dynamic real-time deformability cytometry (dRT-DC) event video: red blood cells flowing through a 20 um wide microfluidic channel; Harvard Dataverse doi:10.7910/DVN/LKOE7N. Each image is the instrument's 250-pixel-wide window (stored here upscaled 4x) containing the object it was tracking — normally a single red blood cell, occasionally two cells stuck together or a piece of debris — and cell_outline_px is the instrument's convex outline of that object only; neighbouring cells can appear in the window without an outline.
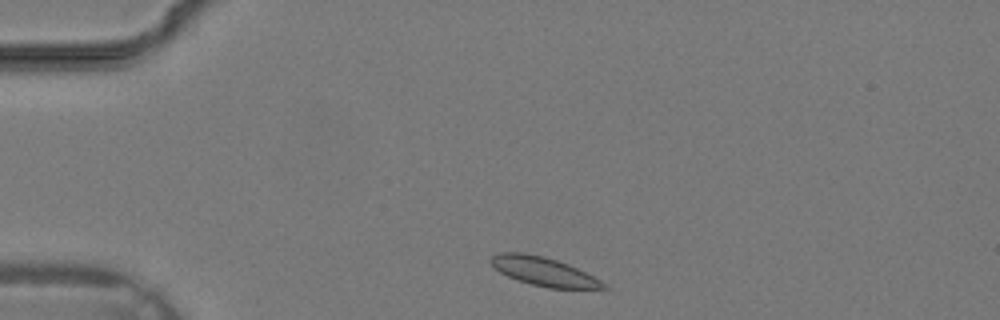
{"species": "common noctule bat (a hibernating species)", "species_latin": "Nyctalus noctula", "temperature_condition": "warm", "stored_images_in_passage": 29, "camera_frame_rate_fps": 3000, "um_per_image_px": 0.085, "animal": {"sex": "male", "body_mass_g": 19.2, "forearm_length_mm": 51.8}, "frame": {"image": 1, "passage_image": 1, "time_ms": 0.0, "image_size_px": [1000, 320], "cell_outline_px": [[608, 288], [548, 288], [516, 280], [500, 272], [488, 260], [492, 256], [500, 252], [524, 252], [544, 256], [568, 264], [608, 284]], "centroid_in_image_um": [46.18, 23.06], "position_along_channel_um": 38.8, "area_um2": 18.67}}
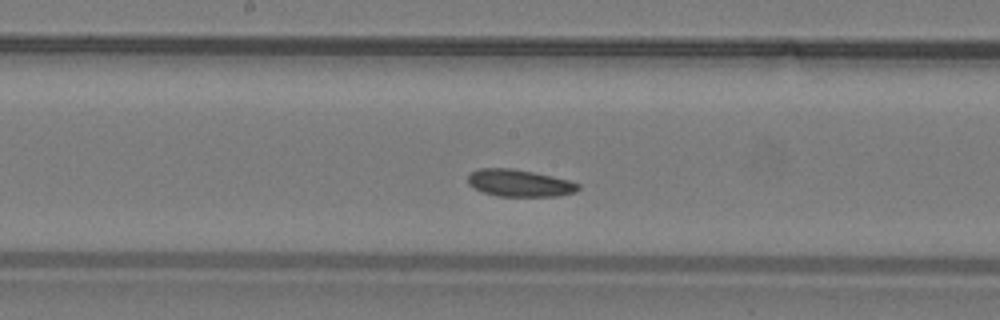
{"frame": {"image": 2, "passage_image": 12, "time_ms": 3.667, "image_size_px": [1000, 320], "cell_outline_px": [[580, 188], [576, 192], [560, 196], [496, 196], [484, 192], [468, 184], [468, 176], [472, 172], [480, 168], [512, 168], [552, 176], [568, 180], [580, 184]], "centroid_in_image_um": [44.18, 15.56], "position_along_channel_um": 204.0, "area_um2": 17.34}}
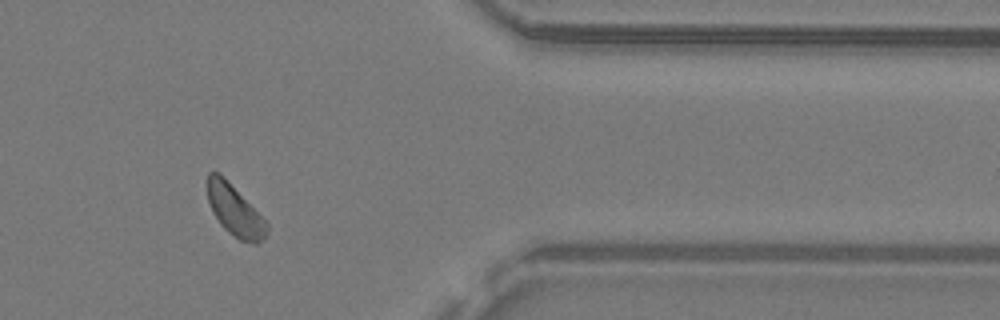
{"frame": {"image": 3, "passage_image": 23, "time_ms": 7.333, "image_size_px": [1000, 320], "cell_outline_px": [[268, 232], [256, 244], [252, 244], [240, 240], [228, 232], [220, 224], [212, 212], [208, 200], [208, 172], [220, 172], [268, 220]], "centroid_in_image_um": [19.99, 17.89], "position_along_channel_um": 391.4, "area_um2": 17.98}}